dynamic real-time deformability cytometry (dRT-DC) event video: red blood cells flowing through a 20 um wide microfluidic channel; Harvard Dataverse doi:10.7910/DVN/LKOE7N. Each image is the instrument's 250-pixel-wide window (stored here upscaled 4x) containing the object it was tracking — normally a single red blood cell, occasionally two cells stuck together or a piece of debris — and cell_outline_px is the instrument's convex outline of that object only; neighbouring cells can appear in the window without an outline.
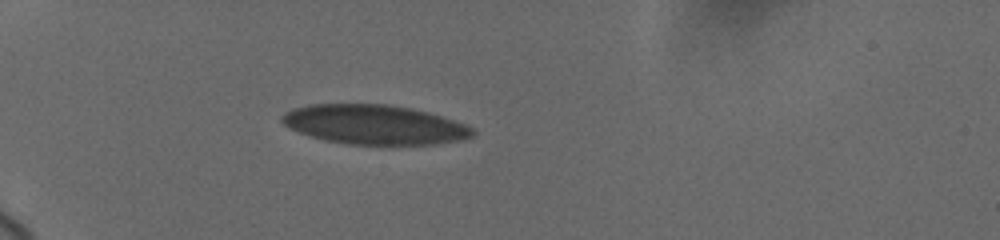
{"species": "human", "species_latin": "Homo sapiens", "temperature_condition": "cold", "stored_images_in_passage": 4, "camera_frame_rate_fps": 3000, "um_per_image_px": 0.085, "donor": {"sex": "female"}, "frame": {"image": 1, "passage_image": 1, "time_ms": 0.0, "image_size_px": [1000, 240], "cell_outline_px": [[476, 132], [472, 136], [456, 140], [436, 144], [348, 144], [324, 140], [288, 128], [280, 120], [280, 116], [284, 112], [292, 108], [308, 104], [388, 104], [412, 108], [428, 112], [464, 124], [472, 128]], "centroid_in_image_um": [31.76, 10.58], "position_along_channel_um": 53.2, "area_um2": 43.7}}
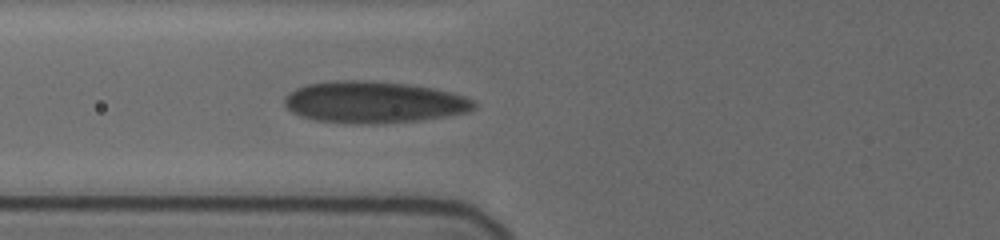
{"frame": {"image": 2, "passage_image": 4, "time_ms": 2.0, "image_size_px": [1000, 240], "cell_outline_px": [[476, 108], [468, 112], [420, 120], [376, 124], [368, 124], [316, 120], [300, 116], [292, 112], [284, 104], [284, 96], [288, 92], [296, 88], [308, 84], [340, 80], [360, 80], [408, 84], [432, 88], [452, 92], [464, 96], [472, 100], [476, 104]], "centroid_in_image_um": [31.76, 8.68], "position_along_channel_um": 94.0, "area_um2": 45.84}}